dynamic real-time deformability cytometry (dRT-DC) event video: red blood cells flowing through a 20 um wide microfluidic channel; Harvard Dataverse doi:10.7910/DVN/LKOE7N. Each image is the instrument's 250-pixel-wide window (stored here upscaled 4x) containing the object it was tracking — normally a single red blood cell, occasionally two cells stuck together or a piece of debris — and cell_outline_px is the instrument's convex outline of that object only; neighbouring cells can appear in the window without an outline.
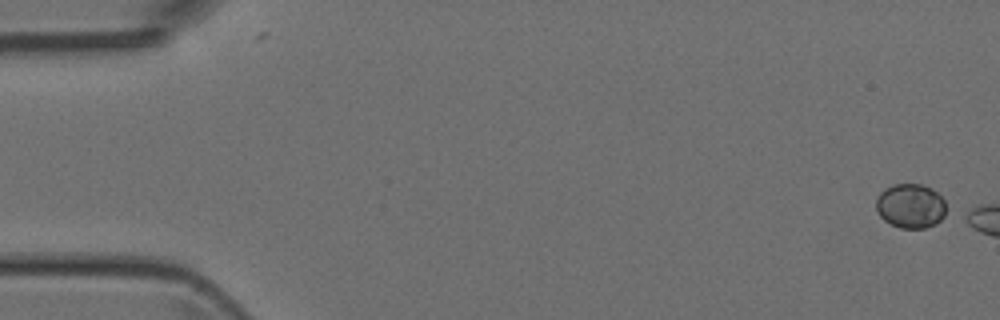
{"species": "Egyptian fruit bat (a non-hibernating species)", "species_latin": "Rousettus aegyptiacus", "temperature_condition": "room temperature", "stored_images_in_passage": 9, "camera_frame_rate_fps": 3000, "um_per_image_px": 0.085, "animal": {"sex": "female"}, "frame": {"image": 1, "passage_image": 1, "time_ms": 0.0, "image_size_px": [1000, 320], "cell_outline_px": [[948, 216], [936, 224], [924, 228], [900, 228], [884, 220], [876, 212], [876, 200], [880, 192], [884, 188], [892, 184], [920, 184], [932, 188], [944, 200]], "centroid_in_image_um": [77.42, 17.51], "position_along_channel_um": 7.6, "area_um2": 18.5}}